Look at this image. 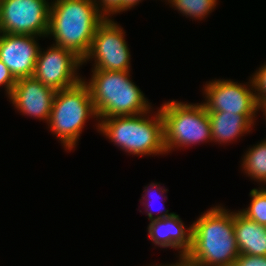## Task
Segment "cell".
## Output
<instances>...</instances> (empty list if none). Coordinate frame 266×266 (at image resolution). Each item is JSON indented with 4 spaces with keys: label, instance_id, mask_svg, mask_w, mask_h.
<instances>
[{
    "label": "cell",
    "instance_id": "cell-20",
    "mask_svg": "<svg viewBox=\"0 0 266 266\" xmlns=\"http://www.w3.org/2000/svg\"><path fill=\"white\" fill-rule=\"evenodd\" d=\"M233 266H266V256L240 254Z\"/></svg>",
    "mask_w": 266,
    "mask_h": 266
},
{
    "label": "cell",
    "instance_id": "cell-4",
    "mask_svg": "<svg viewBox=\"0 0 266 266\" xmlns=\"http://www.w3.org/2000/svg\"><path fill=\"white\" fill-rule=\"evenodd\" d=\"M145 114L102 118L98 127L112 142L136 155L166 152L164 147L163 118L161 112L154 120L142 118Z\"/></svg>",
    "mask_w": 266,
    "mask_h": 266
},
{
    "label": "cell",
    "instance_id": "cell-2",
    "mask_svg": "<svg viewBox=\"0 0 266 266\" xmlns=\"http://www.w3.org/2000/svg\"><path fill=\"white\" fill-rule=\"evenodd\" d=\"M95 3V0H56L50 6L47 35L54 36L56 46L71 50L82 60L98 25L108 18L102 16Z\"/></svg>",
    "mask_w": 266,
    "mask_h": 266
},
{
    "label": "cell",
    "instance_id": "cell-11",
    "mask_svg": "<svg viewBox=\"0 0 266 266\" xmlns=\"http://www.w3.org/2000/svg\"><path fill=\"white\" fill-rule=\"evenodd\" d=\"M34 37L8 33L0 35V60L16 80L33 77L40 50Z\"/></svg>",
    "mask_w": 266,
    "mask_h": 266
},
{
    "label": "cell",
    "instance_id": "cell-8",
    "mask_svg": "<svg viewBox=\"0 0 266 266\" xmlns=\"http://www.w3.org/2000/svg\"><path fill=\"white\" fill-rule=\"evenodd\" d=\"M122 29L105 18L97 27L91 47L82 60L95 57L94 70L129 71L130 52Z\"/></svg>",
    "mask_w": 266,
    "mask_h": 266
},
{
    "label": "cell",
    "instance_id": "cell-22",
    "mask_svg": "<svg viewBox=\"0 0 266 266\" xmlns=\"http://www.w3.org/2000/svg\"><path fill=\"white\" fill-rule=\"evenodd\" d=\"M101 1L103 5L102 11H104L102 14L103 17L106 14L107 15L111 14V12L113 14L114 12L117 13L120 11H124V0H101Z\"/></svg>",
    "mask_w": 266,
    "mask_h": 266
},
{
    "label": "cell",
    "instance_id": "cell-19",
    "mask_svg": "<svg viewBox=\"0 0 266 266\" xmlns=\"http://www.w3.org/2000/svg\"><path fill=\"white\" fill-rule=\"evenodd\" d=\"M251 83L255 90L258 91L256 95L257 103L262 104L266 102V65L259 68V71L253 76ZM260 91V92H259Z\"/></svg>",
    "mask_w": 266,
    "mask_h": 266
},
{
    "label": "cell",
    "instance_id": "cell-7",
    "mask_svg": "<svg viewBox=\"0 0 266 266\" xmlns=\"http://www.w3.org/2000/svg\"><path fill=\"white\" fill-rule=\"evenodd\" d=\"M49 11L46 0H0V34L45 36Z\"/></svg>",
    "mask_w": 266,
    "mask_h": 266
},
{
    "label": "cell",
    "instance_id": "cell-23",
    "mask_svg": "<svg viewBox=\"0 0 266 266\" xmlns=\"http://www.w3.org/2000/svg\"><path fill=\"white\" fill-rule=\"evenodd\" d=\"M141 0H124V10L130 9L132 6H135Z\"/></svg>",
    "mask_w": 266,
    "mask_h": 266
},
{
    "label": "cell",
    "instance_id": "cell-6",
    "mask_svg": "<svg viewBox=\"0 0 266 266\" xmlns=\"http://www.w3.org/2000/svg\"><path fill=\"white\" fill-rule=\"evenodd\" d=\"M163 118L165 151L176 146L212 140L208 112L203 104L171 101L160 109Z\"/></svg>",
    "mask_w": 266,
    "mask_h": 266
},
{
    "label": "cell",
    "instance_id": "cell-25",
    "mask_svg": "<svg viewBox=\"0 0 266 266\" xmlns=\"http://www.w3.org/2000/svg\"><path fill=\"white\" fill-rule=\"evenodd\" d=\"M258 108H263L264 109L263 111L265 112L264 114L266 116V102L265 103H262V104H259L258 105Z\"/></svg>",
    "mask_w": 266,
    "mask_h": 266
},
{
    "label": "cell",
    "instance_id": "cell-9",
    "mask_svg": "<svg viewBox=\"0 0 266 266\" xmlns=\"http://www.w3.org/2000/svg\"><path fill=\"white\" fill-rule=\"evenodd\" d=\"M82 63L74 52L55 45L43 53L39 50L33 77L56 91L68 89L82 81L75 76Z\"/></svg>",
    "mask_w": 266,
    "mask_h": 266
},
{
    "label": "cell",
    "instance_id": "cell-14",
    "mask_svg": "<svg viewBox=\"0 0 266 266\" xmlns=\"http://www.w3.org/2000/svg\"><path fill=\"white\" fill-rule=\"evenodd\" d=\"M234 232L240 254L266 256V226L234 213Z\"/></svg>",
    "mask_w": 266,
    "mask_h": 266
},
{
    "label": "cell",
    "instance_id": "cell-16",
    "mask_svg": "<svg viewBox=\"0 0 266 266\" xmlns=\"http://www.w3.org/2000/svg\"><path fill=\"white\" fill-rule=\"evenodd\" d=\"M242 165L248 175L266 182V140L249 149Z\"/></svg>",
    "mask_w": 266,
    "mask_h": 266
},
{
    "label": "cell",
    "instance_id": "cell-5",
    "mask_svg": "<svg viewBox=\"0 0 266 266\" xmlns=\"http://www.w3.org/2000/svg\"><path fill=\"white\" fill-rule=\"evenodd\" d=\"M84 80L56 92L49 118L50 129L69 150L78 141L87 118L97 116L89 87Z\"/></svg>",
    "mask_w": 266,
    "mask_h": 266
},
{
    "label": "cell",
    "instance_id": "cell-18",
    "mask_svg": "<svg viewBox=\"0 0 266 266\" xmlns=\"http://www.w3.org/2000/svg\"><path fill=\"white\" fill-rule=\"evenodd\" d=\"M250 196L252 197L250 206L240 212L254 222L266 226V189H252Z\"/></svg>",
    "mask_w": 266,
    "mask_h": 266
},
{
    "label": "cell",
    "instance_id": "cell-10",
    "mask_svg": "<svg viewBox=\"0 0 266 266\" xmlns=\"http://www.w3.org/2000/svg\"><path fill=\"white\" fill-rule=\"evenodd\" d=\"M207 112H227L255 115L258 108L256 94L249 88L228 80H214L205 86Z\"/></svg>",
    "mask_w": 266,
    "mask_h": 266
},
{
    "label": "cell",
    "instance_id": "cell-21",
    "mask_svg": "<svg viewBox=\"0 0 266 266\" xmlns=\"http://www.w3.org/2000/svg\"><path fill=\"white\" fill-rule=\"evenodd\" d=\"M3 84L10 96L16 84V79L13 77L8 67L0 60V86Z\"/></svg>",
    "mask_w": 266,
    "mask_h": 266
},
{
    "label": "cell",
    "instance_id": "cell-12",
    "mask_svg": "<svg viewBox=\"0 0 266 266\" xmlns=\"http://www.w3.org/2000/svg\"><path fill=\"white\" fill-rule=\"evenodd\" d=\"M56 92V90L45 86L34 77H27L16 80L12 94L9 97L23 114L46 119L49 122Z\"/></svg>",
    "mask_w": 266,
    "mask_h": 266
},
{
    "label": "cell",
    "instance_id": "cell-13",
    "mask_svg": "<svg viewBox=\"0 0 266 266\" xmlns=\"http://www.w3.org/2000/svg\"><path fill=\"white\" fill-rule=\"evenodd\" d=\"M153 218L152 212L147 215L151 221L148 227L149 237L160 247H172L182 249L180 259L185 258L192 246V226L184 230V224L175 213H168Z\"/></svg>",
    "mask_w": 266,
    "mask_h": 266
},
{
    "label": "cell",
    "instance_id": "cell-1",
    "mask_svg": "<svg viewBox=\"0 0 266 266\" xmlns=\"http://www.w3.org/2000/svg\"><path fill=\"white\" fill-rule=\"evenodd\" d=\"M192 246L185 259L194 266H233L240 255L234 213L215 207L192 225Z\"/></svg>",
    "mask_w": 266,
    "mask_h": 266
},
{
    "label": "cell",
    "instance_id": "cell-15",
    "mask_svg": "<svg viewBox=\"0 0 266 266\" xmlns=\"http://www.w3.org/2000/svg\"><path fill=\"white\" fill-rule=\"evenodd\" d=\"M211 137L216 142H227L243 132L249 131L254 115H240L227 112H208Z\"/></svg>",
    "mask_w": 266,
    "mask_h": 266
},
{
    "label": "cell",
    "instance_id": "cell-3",
    "mask_svg": "<svg viewBox=\"0 0 266 266\" xmlns=\"http://www.w3.org/2000/svg\"><path fill=\"white\" fill-rule=\"evenodd\" d=\"M128 77L129 71H93V77L86 85L97 118L139 115L149 111L148 101Z\"/></svg>",
    "mask_w": 266,
    "mask_h": 266
},
{
    "label": "cell",
    "instance_id": "cell-24",
    "mask_svg": "<svg viewBox=\"0 0 266 266\" xmlns=\"http://www.w3.org/2000/svg\"><path fill=\"white\" fill-rule=\"evenodd\" d=\"M181 262L174 264V265H169V266H194L193 264L189 263L185 258L180 259Z\"/></svg>",
    "mask_w": 266,
    "mask_h": 266
},
{
    "label": "cell",
    "instance_id": "cell-17",
    "mask_svg": "<svg viewBox=\"0 0 266 266\" xmlns=\"http://www.w3.org/2000/svg\"><path fill=\"white\" fill-rule=\"evenodd\" d=\"M178 11L190 17L202 18L207 15L217 0H169Z\"/></svg>",
    "mask_w": 266,
    "mask_h": 266
}]
</instances>
